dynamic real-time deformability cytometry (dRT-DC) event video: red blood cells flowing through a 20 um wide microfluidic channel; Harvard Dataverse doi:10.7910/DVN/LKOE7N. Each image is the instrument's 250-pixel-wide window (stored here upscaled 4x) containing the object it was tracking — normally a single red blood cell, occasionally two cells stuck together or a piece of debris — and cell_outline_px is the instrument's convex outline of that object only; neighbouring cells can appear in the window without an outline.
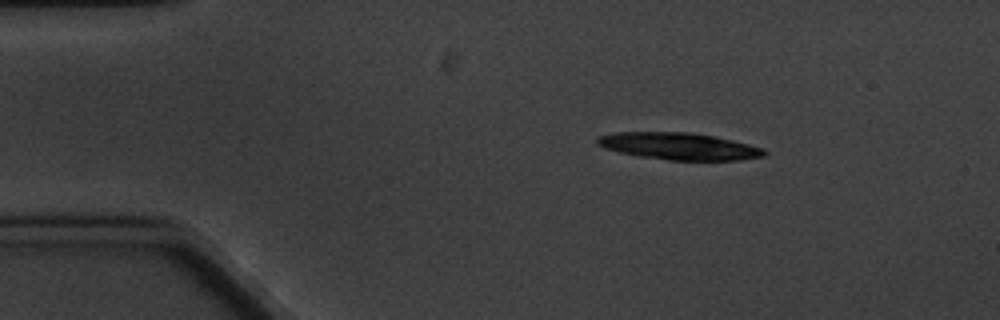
{"species": "common noctule bat (a hibernating species)", "species_latin": "Nyctalus noctula", "temperature_condition": "cold", "stored_images_in_passage": 9, "camera_frame_rate_fps": 3000, "um_per_image_px": 0.085, "animal": {"sex": "male", "body_mass_g": 20.1, "forearm_length_mm": 53.5}, "frame": {"image": 1, "passage_image": 1, "time_ms": 0.0, "image_size_px": [1000, 320], "cell_outline_px": [[768, 152], [764, 156], [740, 160], [668, 160], [640, 156], [616, 152], [604, 148], [596, 144], [596, 136], [616, 132], [688, 132], [716, 136], [764, 148]], "centroid_in_image_um": [57.68, 12.42], "position_along_channel_um": 27.3, "area_um2": 26.47}}
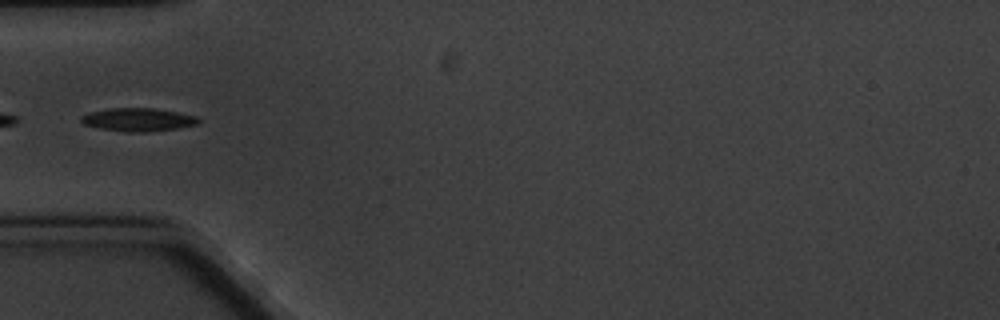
{"frame": {"image": 2, "passage_image": 4, "time_ms": 3.333, "image_size_px": [1000, 320], "cell_outline_px": [[200, 124], [180, 128], [148, 132], [124, 132], [96, 128], [84, 124], [80, 120], [80, 116], [88, 112], [112, 108], [152, 108], [176, 112], [196, 116], [200, 120]], "centroid_in_image_um": [11.72, 10.18], "position_along_channel_um": 73.3, "area_um2": 16.07}}
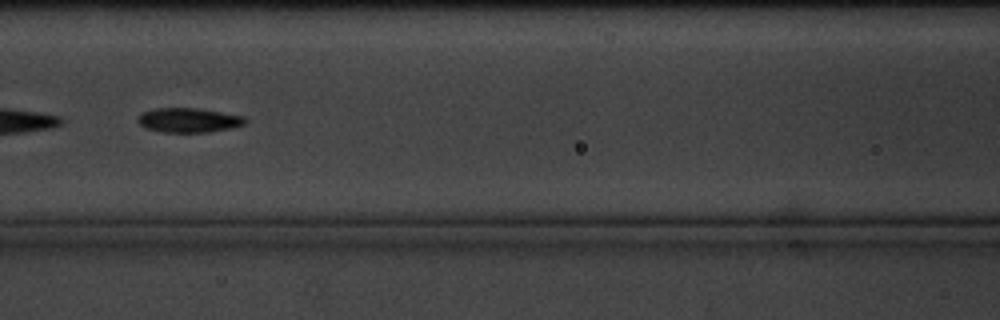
{"frame": {"image": 3, "passage_image": 6, "time_ms": 5.667, "image_size_px": [1000, 320], "cell_outline_px": [[248, 120], [244, 124], [232, 128], [208, 132], [164, 132], [144, 128], [136, 120], [140, 112], [156, 108], [196, 108], [244, 116]], "centroid_in_image_um": [16.01, 10.21], "position_along_channel_um": 150.6, "area_um2": 15.37}}